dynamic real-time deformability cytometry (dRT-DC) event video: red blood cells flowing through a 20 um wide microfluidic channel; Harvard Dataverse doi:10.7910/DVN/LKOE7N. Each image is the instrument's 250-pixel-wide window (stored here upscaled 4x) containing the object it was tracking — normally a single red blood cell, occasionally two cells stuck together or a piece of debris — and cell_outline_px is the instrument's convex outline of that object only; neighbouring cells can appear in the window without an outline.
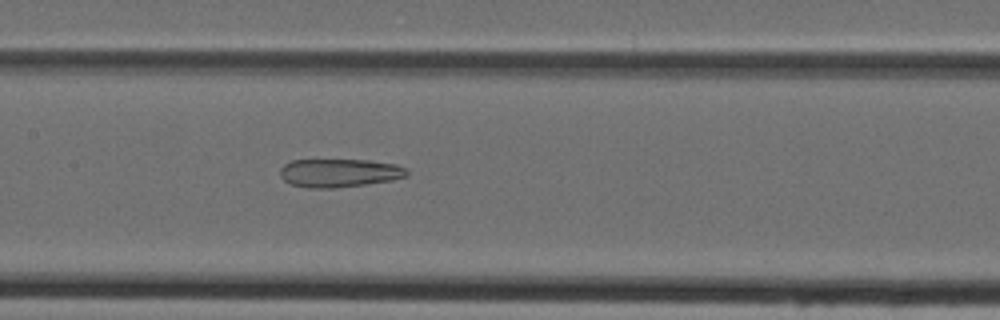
{"species": "Egyptian fruit bat (a non-hibernating species)", "species_latin": "Rousettus aegyptiacus", "temperature_condition": "cold", "stored_images_in_passage": 34, "camera_frame_rate_fps": 3000, "um_per_image_px": 0.085, "animal": {"sex": "female"}, "frame": {"image": 1, "passage_image": 10, "time_ms": 3.0, "image_size_px": [1000, 320], "cell_outline_px": [[408, 176], [392, 180], [364, 184], [332, 188], [308, 188], [292, 184], [284, 180], [280, 176], [280, 168], [284, 164], [292, 160], [368, 160], [396, 164], [408, 168]], "centroid_in_image_um": [28.86, 14.69], "position_along_channel_um": 178.5, "area_um2": 20.98}}
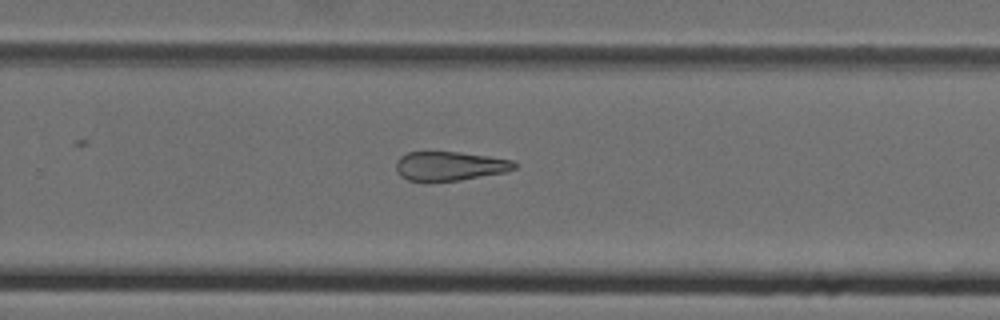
{"frame": {"image": 2, "passage_image": 18, "time_ms": 5.667, "image_size_px": [1000, 320], "cell_outline_px": [[516, 168], [504, 172], [460, 180], [424, 184], [408, 180], [400, 176], [396, 172], [396, 160], [400, 156], [408, 152], [460, 152], [488, 156], [512, 160], [516, 164]], "centroid_in_image_um": [38.14, 14.14], "position_along_channel_um": 291.7, "area_um2": 20.58}}
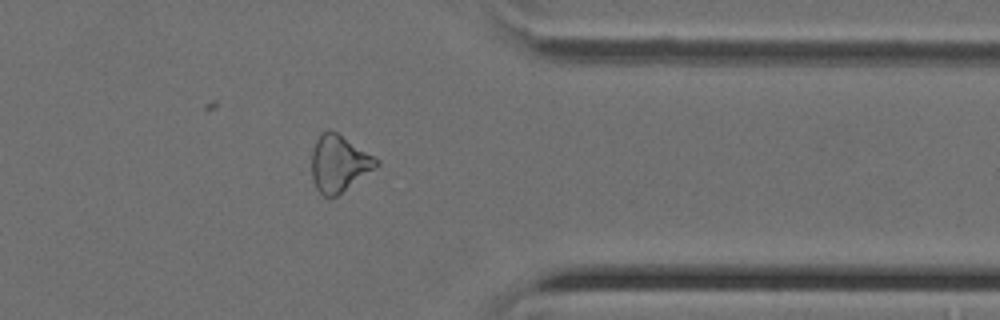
{"frame": {"image": 3, "passage_image": 25, "time_ms": 8.0, "image_size_px": [1000, 320], "cell_outline_px": [[380, 164], [376, 168], [336, 196], [324, 196], [316, 188], [312, 176], [312, 152], [316, 140], [320, 132], [328, 128], [336, 132], [376, 156], [380, 160]], "centroid_in_image_um": [28.83, 13.86], "position_along_channel_um": 382.6, "area_um2": 21.39}}